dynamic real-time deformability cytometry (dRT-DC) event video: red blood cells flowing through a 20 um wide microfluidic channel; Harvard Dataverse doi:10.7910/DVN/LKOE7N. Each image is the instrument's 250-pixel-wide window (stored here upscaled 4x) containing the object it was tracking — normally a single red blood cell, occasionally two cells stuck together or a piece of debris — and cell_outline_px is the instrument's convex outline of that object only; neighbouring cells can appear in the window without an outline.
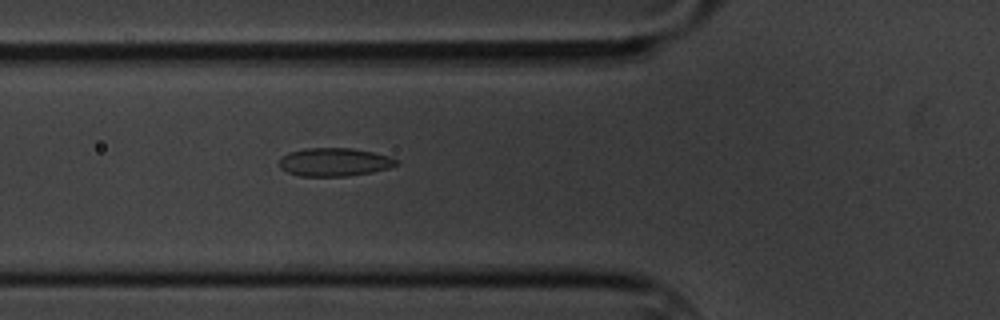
{"species": "common noctule bat (a hibernating species)", "species_latin": "Nyctalus noctula", "temperature_condition": "cold", "stored_images_in_passage": 7, "camera_frame_rate_fps": 3000, "um_per_image_px": 0.085, "animal": {"sex": "male", "body_mass_g": 20.1, "forearm_length_mm": 53.5}, "frame": {"image": 1, "passage_image": 7, "time_ms": 6.667, "image_size_px": [1000, 320], "cell_outline_px": [[400, 160], [396, 164], [388, 168], [372, 172], [348, 176], [300, 176], [288, 172], [280, 168], [280, 156], [288, 152], [304, 148], [352, 148], [392, 156]], "centroid_in_image_um": [28.42, 13.77], "position_along_channel_um": 97.4, "area_um2": 19.42}}